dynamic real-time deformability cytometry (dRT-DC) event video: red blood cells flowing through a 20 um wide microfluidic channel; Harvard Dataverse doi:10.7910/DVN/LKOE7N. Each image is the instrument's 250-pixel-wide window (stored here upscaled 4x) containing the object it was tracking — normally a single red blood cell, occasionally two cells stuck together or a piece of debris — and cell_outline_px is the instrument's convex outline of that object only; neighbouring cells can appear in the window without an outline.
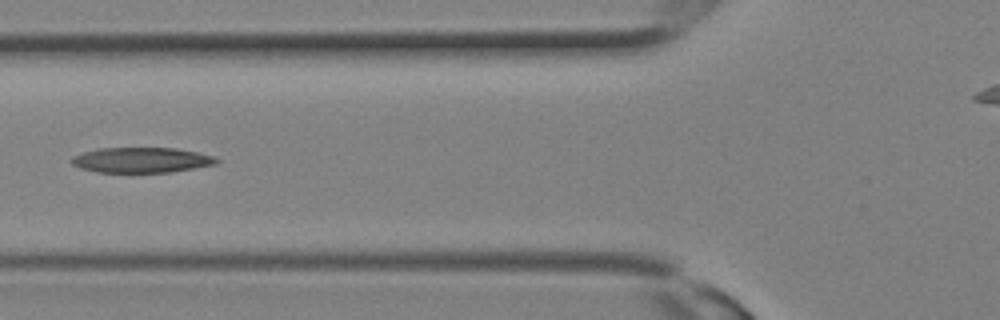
{"species": "Egyptian fruit bat (a non-hibernating species)", "species_latin": "Rousettus aegyptiacus", "temperature_condition": "room temperature", "stored_images_in_passage": 11, "camera_frame_rate_fps": 3000, "um_per_image_px": 0.085, "animal": {"sex": "female"}, "frame": {"image": 1, "passage_image": 10, "time_ms": 3.0, "image_size_px": [1000, 320], "cell_outline_px": [[220, 160], [216, 164], [168, 172], [96, 172], [80, 168], [72, 164], [68, 160], [72, 156], [96, 148], [176, 148], [216, 156]], "centroid_in_image_um": [11.99, 13.6], "position_along_channel_um": 113.8, "area_um2": 21.39}}